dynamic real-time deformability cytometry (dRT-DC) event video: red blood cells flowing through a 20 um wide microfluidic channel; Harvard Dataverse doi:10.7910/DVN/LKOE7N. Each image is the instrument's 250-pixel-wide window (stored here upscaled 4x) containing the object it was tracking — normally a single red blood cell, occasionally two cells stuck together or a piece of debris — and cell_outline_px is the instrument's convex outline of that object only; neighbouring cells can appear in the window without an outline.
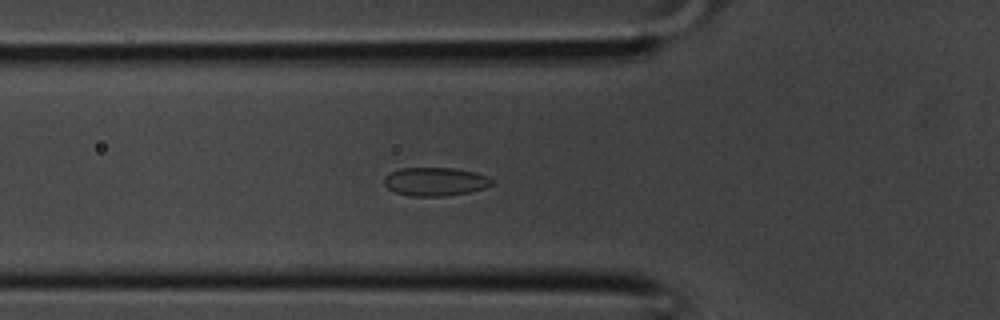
{"species": "common noctule bat (a hibernating species)", "species_latin": "Nyctalus noctula", "temperature_condition": "room temperature", "stored_images_in_passage": 27, "camera_frame_rate_fps": 3000, "um_per_image_px": 0.085, "animal": {"sex": "male", "body_mass_g": 20.1, "forearm_length_mm": 53.5}, "frame": {"image": 1, "passage_image": 3, "time_ms": 0.667, "image_size_px": [1000, 320], "cell_outline_px": [[496, 184], [484, 188], [468, 192], [444, 196], [408, 196], [396, 192], [388, 188], [384, 184], [384, 176], [388, 172], [400, 168], [456, 168], [476, 172], [488, 176]], "centroid_in_image_um": [37.0, 15.43], "position_along_channel_um": 88.8, "area_um2": 18.09}}
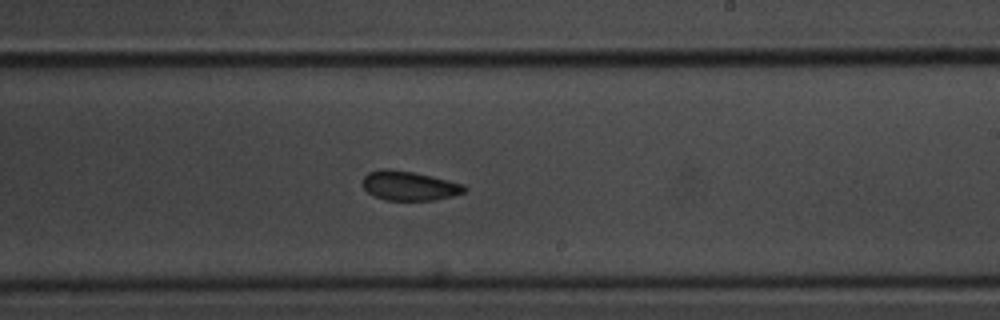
{"frame": {"image": 2, "passage_image": 12, "time_ms": 3.667, "image_size_px": [1000, 320], "cell_outline_px": [[468, 188], [464, 192], [452, 196], [432, 200], [384, 200], [372, 196], [364, 188], [364, 176], [368, 172], [380, 168], [388, 168], [412, 172], [432, 176], [464, 184]], "centroid_in_image_um": [34.77, 15.78], "position_along_channel_um": 254.2, "area_um2": 17.46}}
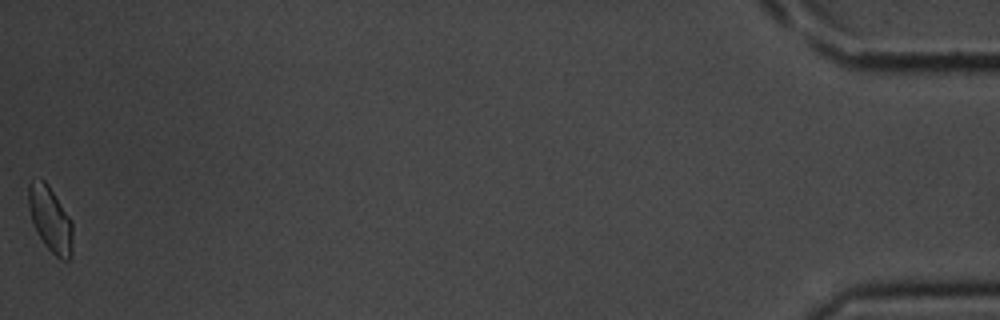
{"frame": {"image": 3, "passage_image": 27, "time_ms": 8.667, "image_size_px": [1000, 320], "cell_outline_px": [[72, 256], [68, 260], [60, 260], [44, 244], [36, 232], [28, 208], [28, 184], [32, 180], [44, 180], [48, 184], [72, 220]], "centroid_in_image_um": [4.28, 18.65], "position_along_channel_um": 430.9, "area_um2": 16.94}}